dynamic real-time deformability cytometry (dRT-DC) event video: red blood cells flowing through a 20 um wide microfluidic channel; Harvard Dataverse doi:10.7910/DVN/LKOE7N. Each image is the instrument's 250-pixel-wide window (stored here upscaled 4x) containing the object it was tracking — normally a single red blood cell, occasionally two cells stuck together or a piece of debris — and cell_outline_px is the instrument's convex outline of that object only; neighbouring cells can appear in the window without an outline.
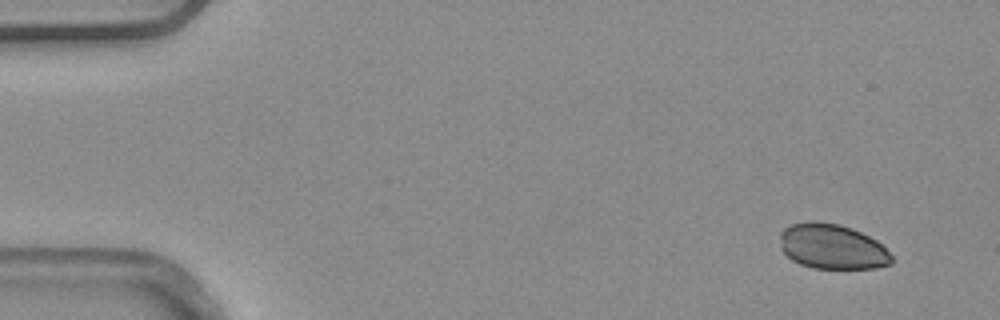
{"species": "common noctule bat (a hibernating species)", "species_latin": "Nyctalus noctula", "temperature_condition": "warm", "stored_images_in_passage": 6, "camera_frame_rate_fps": 3000, "um_per_image_px": 0.085, "animal": {"sex": "male", "body_mass_g": 20.4}, "frame": {"image": 1, "passage_image": 1, "time_ms": 0.0, "image_size_px": [1000, 320], "cell_outline_px": [[892, 264], [876, 268], [812, 268], [800, 264], [792, 260], [780, 248], [780, 232], [784, 228], [792, 224], [808, 220], [812, 220], [840, 224], [852, 228], [876, 240], [892, 256]], "centroid_in_image_um": [70.71, 20.95], "position_along_channel_um": 14.3, "area_um2": 29.42}}